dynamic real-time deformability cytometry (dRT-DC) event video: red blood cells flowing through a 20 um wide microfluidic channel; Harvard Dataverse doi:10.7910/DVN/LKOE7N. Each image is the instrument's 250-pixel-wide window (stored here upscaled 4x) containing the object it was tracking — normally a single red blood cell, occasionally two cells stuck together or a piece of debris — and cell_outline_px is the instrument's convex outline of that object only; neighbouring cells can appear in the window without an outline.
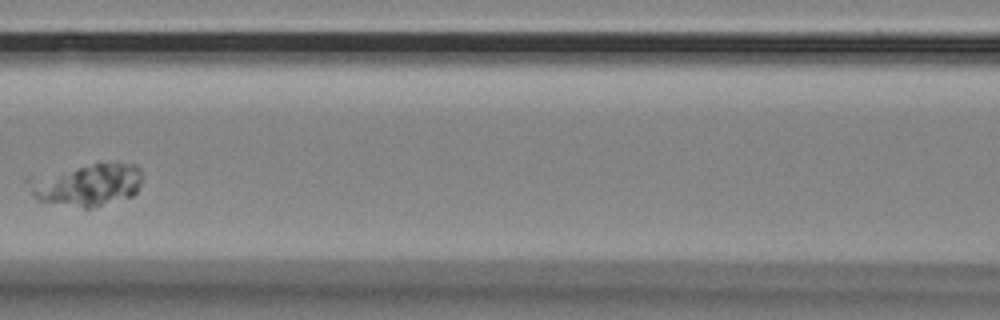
{"species": "Egyptian fruit bat (a non-hibernating species)", "species_latin": "Rousettus aegyptiacus", "temperature_condition": "room temperature", "stored_images_in_passage": 9, "camera_frame_rate_fps": 3000, "um_per_image_px": 0.085, "animal": {"sex": "female"}, "frame": {"image": 1, "passage_image": 5, "time_ms": 1.333, "image_size_px": [1000, 320], "cell_outline_px": [[140, 184], [136, 192], [132, 196], [88, 208], [84, 208], [36, 200], [32, 196], [24, 180], [24, 176], [96, 164], [136, 164], [140, 168]], "centroid_in_image_um": [7.28, 15.7], "position_along_channel_um": 159.3, "area_um2": 27.98}}
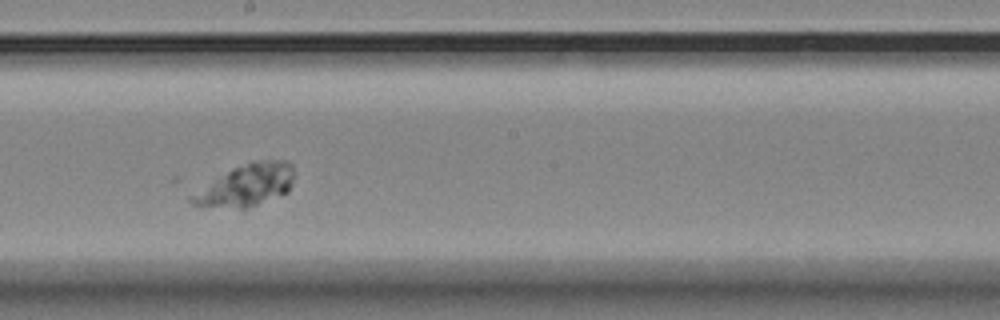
{"frame": {"image": 2, "passage_image": 7, "time_ms": 2.0, "image_size_px": [1000, 320], "cell_outline_px": [[292, 180], [288, 192], [256, 204], [244, 208], [240, 208], [192, 204], [188, 200], [188, 196], [232, 168], [252, 160], [284, 160], [292, 164]], "centroid_in_image_um": [20.93, 15.72], "position_along_channel_um": 227.3, "area_um2": 24.39}}
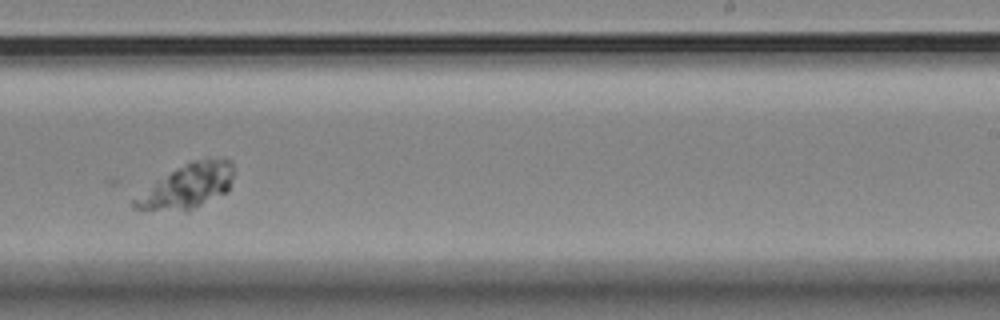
{"frame": {"image": 3, "passage_image": 8, "time_ms": 2.333, "image_size_px": [1000, 320], "cell_outline_px": [[232, 176], [228, 192], [200, 204], [188, 208], [132, 208], [132, 200], [176, 168], [192, 160], [232, 160]], "centroid_in_image_um": [15.99, 15.78], "position_along_channel_um": 273.0, "area_um2": 23.7}}